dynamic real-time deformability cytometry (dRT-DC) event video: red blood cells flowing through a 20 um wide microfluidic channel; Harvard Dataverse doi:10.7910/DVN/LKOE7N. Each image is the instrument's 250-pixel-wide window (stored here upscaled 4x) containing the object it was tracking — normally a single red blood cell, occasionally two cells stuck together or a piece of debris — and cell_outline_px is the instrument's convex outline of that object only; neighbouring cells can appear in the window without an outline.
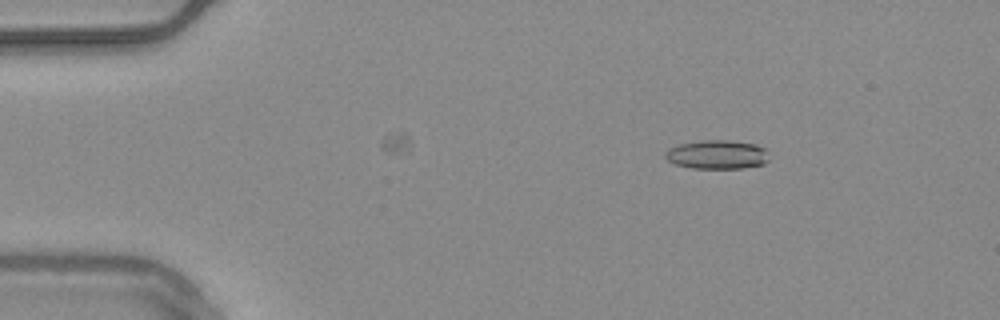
{"species": "common noctule bat (a hibernating species)", "species_latin": "Nyctalus noctula", "temperature_condition": "warm", "stored_images_in_passage": 26, "camera_frame_rate_fps": 3000, "um_per_image_px": 0.085, "animal": {"sex": "male", "body_mass_g": 20.4}, "frame": {"image": 1, "passage_image": 9, "time_ms": 2.667, "image_size_px": [1000, 320], "cell_outline_px": [[768, 160], [764, 164], [744, 168], [692, 168], [676, 164], [668, 160], [664, 156], [664, 152], [668, 148], [680, 144], [700, 140], [728, 140], [756, 144], [764, 148], [768, 152]], "centroid_in_image_um": [60.96, 13.13], "position_along_channel_um": 24.0, "area_um2": 17.57}}